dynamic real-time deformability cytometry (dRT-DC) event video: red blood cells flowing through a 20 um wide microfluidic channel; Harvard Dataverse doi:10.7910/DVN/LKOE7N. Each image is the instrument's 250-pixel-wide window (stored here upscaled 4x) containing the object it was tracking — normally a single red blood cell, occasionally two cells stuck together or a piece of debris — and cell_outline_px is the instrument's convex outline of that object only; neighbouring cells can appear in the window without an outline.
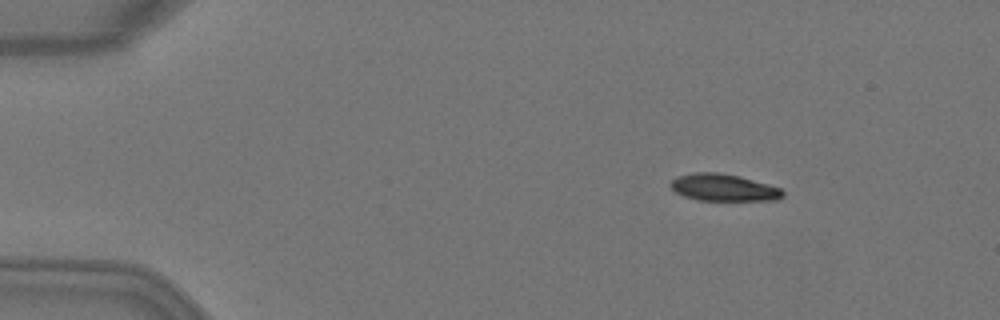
{"species": "Egyptian fruit bat (a non-hibernating species)", "species_latin": "Rousettus aegyptiacus", "temperature_condition": "warm", "stored_images_in_passage": 4, "camera_frame_rate_fps": 3000, "um_per_image_px": 0.085, "animal": {"sex": "female"}, "frame": {"image": 1, "passage_image": 1, "time_ms": 0.0, "image_size_px": [1000, 320], "cell_outline_px": [[784, 196], [776, 200], [696, 200], [684, 196], [676, 192], [668, 184], [676, 176], [692, 172], [720, 172], [740, 176], [768, 184], [780, 188], [784, 192]], "centroid_in_image_um": [61.47, 15.93], "position_along_channel_um": 23.5, "area_um2": 17.8}}